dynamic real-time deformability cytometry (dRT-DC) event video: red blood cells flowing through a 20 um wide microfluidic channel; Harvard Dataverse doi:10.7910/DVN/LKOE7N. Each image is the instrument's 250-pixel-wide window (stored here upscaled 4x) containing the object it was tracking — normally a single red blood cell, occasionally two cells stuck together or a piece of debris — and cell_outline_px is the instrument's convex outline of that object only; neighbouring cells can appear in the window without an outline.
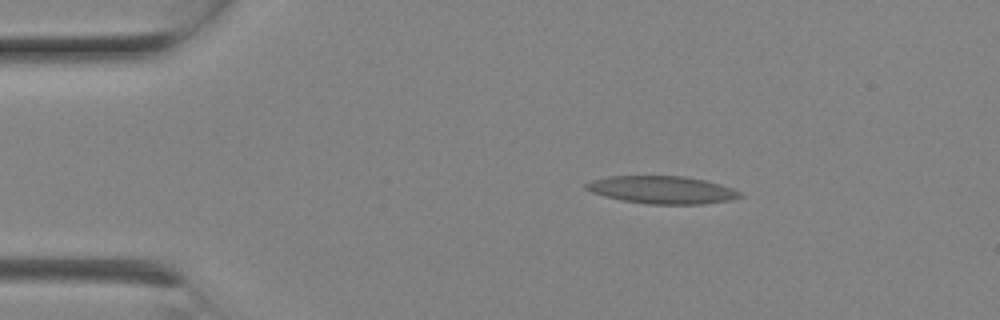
{"species": "Egyptian fruit bat (a non-hibernating species)", "species_latin": "Rousettus aegyptiacus", "temperature_condition": "room temperature", "stored_images_in_passage": 7, "camera_frame_rate_fps": 3000, "um_per_image_px": 0.085, "animal": {"sex": "female"}, "frame": {"image": 1, "passage_image": 1, "time_ms": 0.0, "image_size_px": [1000, 320], "cell_outline_px": [[744, 196], [728, 200], [704, 204], [648, 204], [620, 200], [604, 196], [592, 192], [584, 188], [584, 184], [592, 180], [608, 176], [684, 176], [704, 180], [720, 184], [732, 188], [740, 192]], "centroid_in_image_um": [56.25, 16.14], "position_along_channel_um": 28.7, "area_um2": 24.8}}
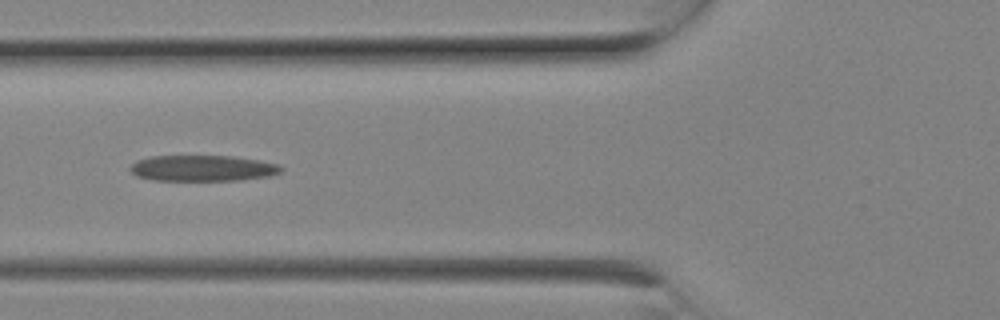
{"frame": {"image": 2, "passage_image": 5, "time_ms": 1.333, "image_size_px": [1000, 320], "cell_outline_px": [[284, 168], [280, 172], [268, 176], [240, 180], [152, 180], [136, 176], [128, 168], [136, 160], [152, 156], [232, 156], [260, 160], [280, 164]], "centroid_in_image_um": [17.23, 14.29], "position_along_channel_um": 108.6, "area_um2": 22.89}}
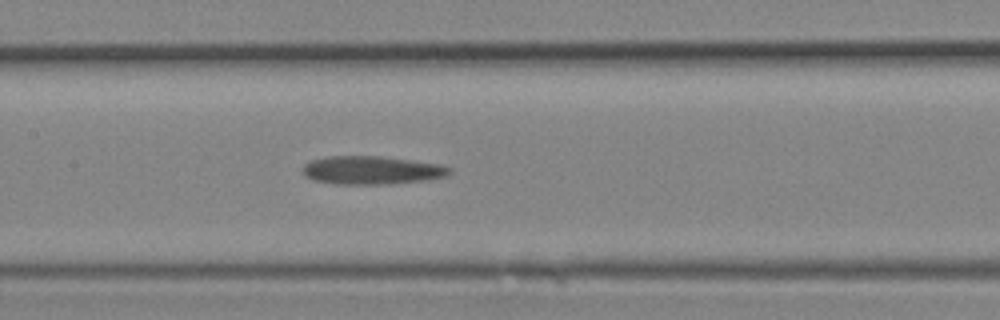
{"frame": {"image": 3, "passage_image": 7, "time_ms": 2.0, "image_size_px": [1000, 320], "cell_outline_px": [[452, 172], [448, 176], [428, 180], [392, 184], [332, 184], [312, 180], [304, 176], [304, 164], [312, 160], [324, 156], [380, 156], [440, 164], [452, 168]], "centroid_in_image_um": [31.61, 14.48], "position_along_channel_um": 175.8, "area_um2": 24.51}}